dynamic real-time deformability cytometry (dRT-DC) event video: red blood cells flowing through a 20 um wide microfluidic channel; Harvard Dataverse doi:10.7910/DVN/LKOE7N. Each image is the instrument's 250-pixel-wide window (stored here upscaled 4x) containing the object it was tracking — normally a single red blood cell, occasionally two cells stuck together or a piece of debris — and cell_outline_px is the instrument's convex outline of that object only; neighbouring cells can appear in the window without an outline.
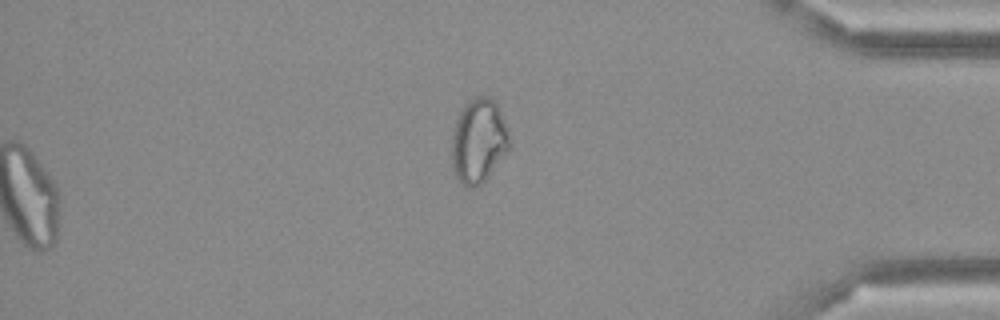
{"species": "Egyptian fruit bat (a non-hibernating species)", "species_latin": "Rousettus aegyptiacus", "temperature_condition": "cold", "stored_images_in_passage": 50, "camera_frame_rate_fps": 3000, "um_per_image_px": 0.085, "frame": {"image": 1, "passage_image": 50, "time_ms": 16.333, "image_size_px": [1000, 320], "cell_outline_px": [[508, 152], [488, 176], [480, 184], [472, 188], [468, 188], [456, 176], [452, 168], [452, 132], [456, 120], [464, 104], [476, 96], [488, 96], [496, 104], [508, 128]], "centroid_in_image_um": [40.66, 11.97], "position_along_channel_um": 394.5, "area_um2": 28.09}}